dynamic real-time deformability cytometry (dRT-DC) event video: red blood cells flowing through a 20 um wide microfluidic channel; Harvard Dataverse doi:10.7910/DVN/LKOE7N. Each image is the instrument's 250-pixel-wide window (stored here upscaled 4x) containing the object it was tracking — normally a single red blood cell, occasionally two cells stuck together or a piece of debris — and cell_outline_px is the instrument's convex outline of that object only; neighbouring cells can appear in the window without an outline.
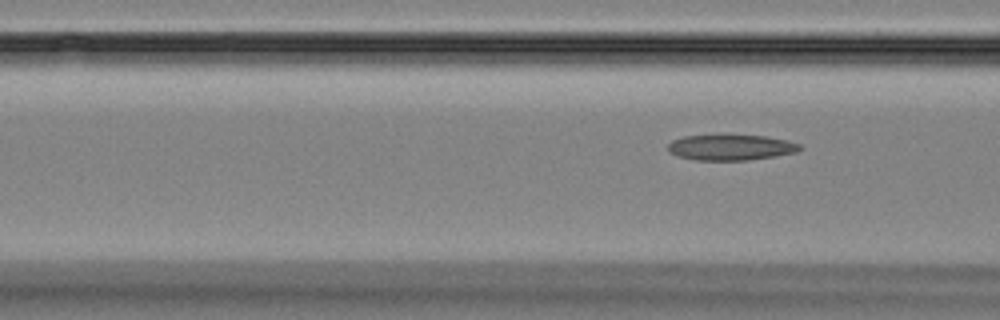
{"species": "Egyptian fruit bat (a non-hibernating species)", "species_latin": "Rousettus aegyptiacus", "temperature_condition": "room temperature", "stored_images_in_passage": 5, "camera_frame_rate_fps": 3000, "um_per_image_px": 0.085, "animal": {"sex": "female"}, "frame": {"image": 1, "passage_image": 5, "time_ms": 5.667, "image_size_px": [1000, 320], "cell_outline_px": [[804, 148], [796, 152], [776, 156], [748, 160], [696, 160], [676, 156], [668, 152], [668, 144], [672, 140], [684, 136], [764, 136], [788, 140], [800, 144]], "centroid_in_image_um": [62.13, 12.54], "position_along_channel_um": 104.5, "area_um2": 19.59}}